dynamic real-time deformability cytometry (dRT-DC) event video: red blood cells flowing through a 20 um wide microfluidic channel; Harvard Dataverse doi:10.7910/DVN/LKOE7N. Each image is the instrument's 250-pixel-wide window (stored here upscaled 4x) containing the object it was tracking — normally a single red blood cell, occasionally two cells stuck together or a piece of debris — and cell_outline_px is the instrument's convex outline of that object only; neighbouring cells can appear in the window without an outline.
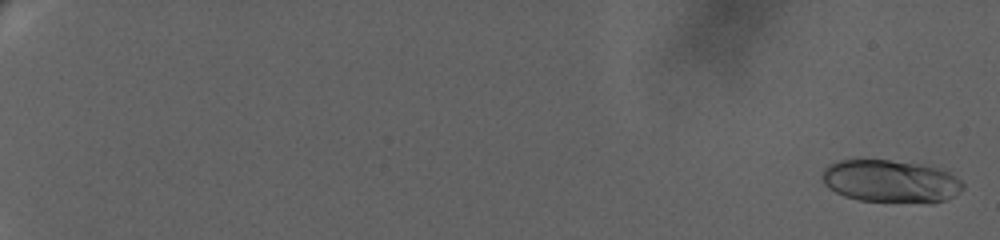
{"species": "human", "species_latin": "Homo sapiens", "temperature_condition": "warm", "stored_images_in_passage": 69, "camera_frame_rate_fps": 3000, "um_per_image_px": 0.085, "donor": {"sex": "female"}, "frame": {"image": 1, "passage_image": 4, "time_ms": 0.333, "image_size_px": [1000, 240], "cell_outline_px": [[964, 188], [960, 192], [944, 200], [932, 204], [860, 200], [844, 196], [828, 188], [824, 184], [820, 176], [824, 168], [828, 164], [840, 160], [860, 156], [920, 164], [940, 168], [956, 176], [964, 184]], "centroid_in_image_um": [75.66, 15.38], "position_along_channel_um": 9.3, "area_um2": 36.13}}
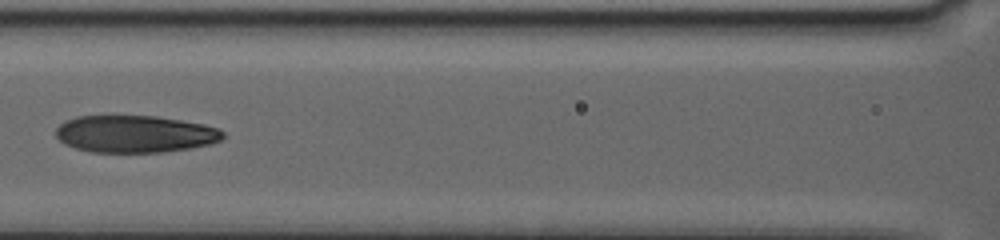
{"frame": {"image": 2, "passage_image": 47, "time_ms": 12.333, "image_size_px": [1000, 240], "cell_outline_px": [[224, 136], [220, 140], [212, 144], [192, 148], [164, 152], [92, 152], [76, 148], [64, 144], [56, 136], [56, 128], [60, 124], [76, 116], [156, 116], [204, 124], [216, 128], [224, 132]], "centroid_in_image_um": [11.48, 11.39], "position_along_channel_um": 155.1, "area_um2": 36.18}}
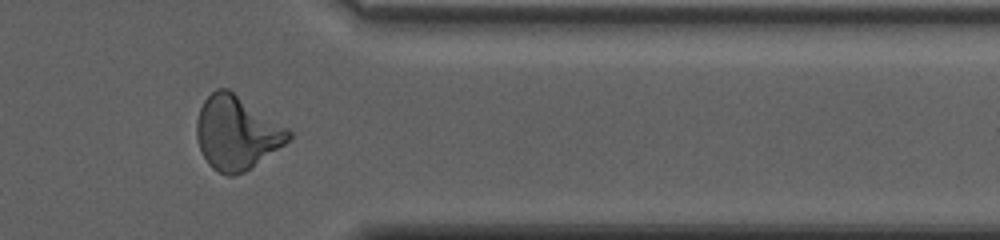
{"frame": {"image": 3, "passage_image": 63, "time_ms": 19.667, "image_size_px": [1000, 240], "cell_outline_px": [[292, 136], [284, 144], [244, 172], [232, 176], [228, 176], [212, 168], [208, 164], [200, 148], [196, 136], [196, 120], [200, 108], [204, 100], [216, 88], [228, 88], [288, 128], [292, 132]], "centroid_in_image_um": [20.09, 11.27], "position_along_channel_um": 391.3, "area_um2": 39.07}, "authors_computed_cell_mechanics": {"area_um2": 35.8938, "velocity_mm_per_s": 3.2785, "shape_relaxation_time_tau1_ms": null, "shape_relaxation_time_tau2_ms": 2.0761, "deformation_change_tau1": null, "deformation_change_tau2": 0.0925}}